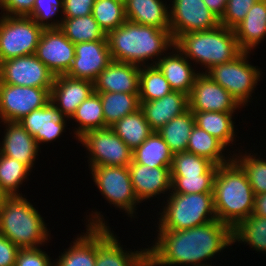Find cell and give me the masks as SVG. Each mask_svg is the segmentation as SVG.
<instances>
[{"label":"cell","instance_id":"6da1fadb","mask_svg":"<svg viewBox=\"0 0 266 266\" xmlns=\"http://www.w3.org/2000/svg\"><path fill=\"white\" fill-rule=\"evenodd\" d=\"M148 266H211L204 263L233 244L232 228L218 219L181 231H157Z\"/></svg>","mask_w":266,"mask_h":266},{"label":"cell","instance_id":"7a4b0ae2","mask_svg":"<svg viewBox=\"0 0 266 266\" xmlns=\"http://www.w3.org/2000/svg\"><path fill=\"white\" fill-rule=\"evenodd\" d=\"M106 37L113 61L139 67L150 66L146 61H153L154 58L158 61L175 44L170 29H159L128 20L110 31Z\"/></svg>","mask_w":266,"mask_h":266},{"label":"cell","instance_id":"3957f363","mask_svg":"<svg viewBox=\"0 0 266 266\" xmlns=\"http://www.w3.org/2000/svg\"><path fill=\"white\" fill-rule=\"evenodd\" d=\"M213 200L217 219L232 229L253 213L255 194L244 170L233 158L218 166Z\"/></svg>","mask_w":266,"mask_h":266},{"label":"cell","instance_id":"277c9868","mask_svg":"<svg viewBox=\"0 0 266 266\" xmlns=\"http://www.w3.org/2000/svg\"><path fill=\"white\" fill-rule=\"evenodd\" d=\"M174 45L189 61L193 60L205 67V72L201 73H206L216 65L230 62L242 52L234 30L221 24L210 30L182 34Z\"/></svg>","mask_w":266,"mask_h":266},{"label":"cell","instance_id":"5b68a950","mask_svg":"<svg viewBox=\"0 0 266 266\" xmlns=\"http://www.w3.org/2000/svg\"><path fill=\"white\" fill-rule=\"evenodd\" d=\"M28 199L8 196L0 210V234L19 249L36 248L48 241L44 218Z\"/></svg>","mask_w":266,"mask_h":266},{"label":"cell","instance_id":"8992f818","mask_svg":"<svg viewBox=\"0 0 266 266\" xmlns=\"http://www.w3.org/2000/svg\"><path fill=\"white\" fill-rule=\"evenodd\" d=\"M168 194L156 231H181L217 219L213 193Z\"/></svg>","mask_w":266,"mask_h":266},{"label":"cell","instance_id":"52a82bcc","mask_svg":"<svg viewBox=\"0 0 266 266\" xmlns=\"http://www.w3.org/2000/svg\"><path fill=\"white\" fill-rule=\"evenodd\" d=\"M250 52L242 51L230 62L212 67L207 74L213 81L226 89L242 106L248 105L249 99L260 76V68L249 64Z\"/></svg>","mask_w":266,"mask_h":266},{"label":"cell","instance_id":"ba28073f","mask_svg":"<svg viewBox=\"0 0 266 266\" xmlns=\"http://www.w3.org/2000/svg\"><path fill=\"white\" fill-rule=\"evenodd\" d=\"M43 30L32 18L1 15L0 63L35 54Z\"/></svg>","mask_w":266,"mask_h":266},{"label":"cell","instance_id":"9c48e42d","mask_svg":"<svg viewBox=\"0 0 266 266\" xmlns=\"http://www.w3.org/2000/svg\"><path fill=\"white\" fill-rule=\"evenodd\" d=\"M90 171L104 198L134 218L136 204L141 202L135 195L128 166H99L90 168Z\"/></svg>","mask_w":266,"mask_h":266},{"label":"cell","instance_id":"30bf717a","mask_svg":"<svg viewBox=\"0 0 266 266\" xmlns=\"http://www.w3.org/2000/svg\"><path fill=\"white\" fill-rule=\"evenodd\" d=\"M89 151V167L128 166L133 151L111 127L89 130L78 139Z\"/></svg>","mask_w":266,"mask_h":266},{"label":"cell","instance_id":"8fae6325","mask_svg":"<svg viewBox=\"0 0 266 266\" xmlns=\"http://www.w3.org/2000/svg\"><path fill=\"white\" fill-rule=\"evenodd\" d=\"M51 88L16 86L0 81V120L18 122L50 101Z\"/></svg>","mask_w":266,"mask_h":266},{"label":"cell","instance_id":"7c38bea8","mask_svg":"<svg viewBox=\"0 0 266 266\" xmlns=\"http://www.w3.org/2000/svg\"><path fill=\"white\" fill-rule=\"evenodd\" d=\"M170 14V32L175 41L180 35L204 31L220 25L219 18L203 0H173Z\"/></svg>","mask_w":266,"mask_h":266},{"label":"cell","instance_id":"4fadbf2b","mask_svg":"<svg viewBox=\"0 0 266 266\" xmlns=\"http://www.w3.org/2000/svg\"><path fill=\"white\" fill-rule=\"evenodd\" d=\"M55 75L35 54L20 56L0 63V81L16 86L51 88Z\"/></svg>","mask_w":266,"mask_h":266},{"label":"cell","instance_id":"5bb4252c","mask_svg":"<svg viewBox=\"0 0 266 266\" xmlns=\"http://www.w3.org/2000/svg\"><path fill=\"white\" fill-rule=\"evenodd\" d=\"M188 100L192 112H235L241 106L226 89L205 73L196 77Z\"/></svg>","mask_w":266,"mask_h":266},{"label":"cell","instance_id":"9a60e30c","mask_svg":"<svg viewBox=\"0 0 266 266\" xmlns=\"http://www.w3.org/2000/svg\"><path fill=\"white\" fill-rule=\"evenodd\" d=\"M36 57L55 75H66L75 58V44L59 29H44Z\"/></svg>","mask_w":266,"mask_h":266},{"label":"cell","instance_id":"2e32d148","mask_svg":"<svg viewBox=\"0 0 266 266\" xmlns=\"http://www.w3.org/2000/svg\"><path fill=\"white\" fill-rule=\"evenodd\" d=\"M112 61L107 40L75 44V58L67 76L94 82Z\"/></svg>","mask_w":266,"mask_h":266},{"label":"cell","instance_id":"e0dca14e","mask_svg":"<svg viewBox=\"0 0 266 266\" xmlns=\"http://www.w3.org/2000/svg\"><path fill=\"white\" fill-rule=\"evenodd\" d=\"M109 226H97L95 266H148V248L126 251Z\"/></svg>","mask_w":266,"mask_h":266},{"label":"cell","instance_id":"ac0fdd59","mask_svg":"<svg viewBox=\"0 0 266 266\" xmlns=\"http://www.w3.org/2000/svg\"><path fill=\"white\" fill-rule=\"evenodd\" d=\"M94 213V214H93ZM89 215L86 233L77 236L70 247L61 253L55 266H95L97 257V226H107L103 215L96 211ZM90 216H92L90 218ZM90 221V222H89Z\"/></svg>","mask_w":266,"mask_h":266},{"label":"cell","instance_id":"d6986e66","mask_svg":"<svg viewBox=\"0 0 266 266\" xmlns=\"http://www.w3.org/2000/svg\"><path fill=\"white\" fill-rule=\"evenodd\" d=\"M65 118L63 113L49 101L45 106L31 111L18 122L35 138L40 148L41 143H51L65 132L68 120Z\"/></svg>","mask_w":266,"mask_h":266},{"label":"cell","instance_id":"ffe728a7","mask_svg":"<svg viewBox=\"0 0 266 266\" xmlns=\"http://www.w3.org/2000/svg\"><path fill=\"white\" fill-rule=\"evenodd\" d=\"M93 92L94 82L59 75L55 76L51 87L50 101L67 119H71L77 107Z\"/></svg>","mask_w":266,"mask_h":266},{"label":"cell","instance_id":"44dd1931","mask_svg":"<svg viewBox=\"0 0 266 266\" xmlns=\"http://www.w3.org/2000/svg\"><path fill=\"white\" fill-rule=\"evenodd\" d=\"M128 168L135 195L140 202L150 200L151 197H156L161 193H170V167L151 168L149 165H142L132 161Z\"/></svg>","mask_w":266,"mask_h":266},{"label":"cell","instance_id":"7402d4cb","mask_svg":"<svg viewBox=\"0 0 266 266\" xmlns=\"http://www.w3.org/2000/svg\"><path fill=\"white\" fill-rule=\"evenodd\" d=\"M140 68L112 60L94 81V92L139 94Z\"/></svg>","mask_w":266,"mask_h":266},{"label":"cell","instance_id":"603a6c76","mask_svg":"<svg viewBox=\"0 0 266 266\" xmlns=\"http://www.w3.org/2000/svg\"><path fill=\"white\" fill-rule=\"evenodd\" d=\"M6 127L0 153L25 164L30 170L40 150L35 138L19 122H4Z\"/></svg>","mask_w":266,"mask_h":266},{"label":"cell","instance_id":"cb8c5ba5","mask_svg":"<svg viewBox=\"0 0 266 266\" xmlns=\"http://www.w3.org/2000/svg\"><path fill=\"white\" fill-rule=\"evenodd\" d=\"M172 49L174 52H169L167 53L169 55L166 54L158 61L151 62V65H156L159 68L173 91H181L189 95L200 71L199 73L195 72L191 62L175 45Z\"/></svg>","mask_w":266,"mask_h":266},{"label":"cell","instance_id":"d4e9b609","mask_svg":"<svg viewBox=\"0 0 266 266\" xmlns=\"http://www.w3.org/2000/svg\"><path fill=\"white\" fill-rule=\"evenodd\" d=\"M146 121L153 131H158L166 123L189 109L188 95L172 91L166 96L150 102H140Z\"/></svg>","mask_w":266,"mask_h":266},{"label":"cell","instance_id":"484cf974","mask_svg":"<svg viewBox=\"0 0 266 266\" xmlns=\"http://www.w3.org/2000/svg\"><path fill=\"white\" fill-rule=\"evenodd\" d=\"M233 30L242 51L255 49L266 38V0L257 1Z\"/></svg>","mask_w":266,"mask_h":266},{"label":"cell","instance_id":"4316f807","mask_svg":"<svg viewBox=\"0 0 266 266\" xmlns=\"http://www.w3.org/2000/svg\"><path fill=\"white\" fill-rule=\"evenodd\" d=\"M125 14L128 21L170 29V7L162 0H125Z\"/></svg>","mask_w":266,"mask_h":266},{"label":"cell","instance_id":"83f0119b","mask_svg":"<svg viewBox=\"0 0 266 266\" xmlns=\"http://www.w3.org/2000/svg\"><path fill=\"white\" fill-rule=\"evenodd\" d=\"M173 153L162 136L154 131L138 148L132 153V161L142 165L154 167H170Z\"/></svg>","mask_w":266,"mask_h":266},{"label":"cell","instance_id":"f1b7e54d","mask_svg":"<svg viewBox=\"0 0 266 266\" xmlns=\"http://www.w3.org/2000/svg\"><path fill=\"white\" fill-rule=\"evenodd\" d=\"M232 114L234 112H193L195 125L218 139L226 148L233 144L236 136Z\"/></svg>","mask_w":266,"mask_h":266},{"label":"cell","instance_id":"f546056e","mask_svg":"<svg viewBox=\"0 0 266 266\" xmlns=\"http://www.w3.org/2000/svg\"><path fill=\"white\" fill-rule=\"evenodd\" d=\"M99 93L102 103L105 128L113 126L126 115L140 109L139 94L123 92H96Z\"/></svg>","mask_w":266,"mask_h":266},{"label":"cell","instance_id":"4dcf8cb0","mask_svg":"<svg viewBox=\"0 0 266 266\" xmlns=\"http://www.w3.org/2000/svg\"><path fill=\"white\" fill-rule=\"evenodd\" d=\"M111 128L132 151L154 132L141 109L126 115Z\"/></svg>","mask_w":266,"mask_h":266},{"label":"cell","instance_id":"1f68e13d","mask_svg":"<svg viewBox=\"0 0 266 266\" xmlns=\"http://www.w3.org/2000/svg\"><path fill=\"white\" fill-rule=\"evenodd\" d=\"M194 126L193 112L188 109L181 115L171 119L157 132L168 144L170 151L175 154L187 151L188 139Z\"/></svg>","mask_w":266,"mask_h":266},{"label":"cell","instance_id":"d6a6232c","mask_svg":"<svg viewBox=\"0 0 266 266\" xmlns=\"http://www.w3.org/2000/svg\"><path fill=\"white\" fill-rule=\"evenodd\" d=\"M71 118L78 123L74 132L76 139L82 137L89 130L105 128V118L99 93L93 92L84 100Z\"/></svg>","mask_w":266,"mask_h":266},{"label":"cell","instance_id":"836d02e7","mask_svg":"<svg viewBox=\"0 0 266 266\" xmlns=\"http://www.w3.org/2000/svg\"><path fill=\"white\" fill-rule=\"evenodd\" d=\"M226 147L215 137L208 134L198 126H194L188 139L187 152L202 156L213 162L215 165L229 162L232 156L225 157Z\"/></svg>","mask_w":266,"mask_h":266},{"label":"cell","instance_id":"e575fe53","mask_svg":"<svg viewBox=\"0 0 266 266\" xmlns=\"http://www.w3.org/2000/svg\"><path fill=\"white\" fill-rule=\"evenodd\" d=\"M60 30L74 44L107 40V35L92 14L77 18H63Z\"/></svg>","mask_w":266,"mask_h":266},{"label":"cell","instance_id":"d590c367","mask_svg":"<svg viewBox=\"0 0 266 266\" xmlns=\"http://www.w3.org/2000/svg\"><path fill=\"white\" fill-rule=\"evenodd\" d=\"M233 243L239 242L266 253V217L250 215L232 229Z\"/></svg>","mask_w":266,"mask_h":266},{"label":"cell","instance_id":"8d00e7d4","mask_svg":"<svg viewBox=\"0 0 266 266\" xmlns=\"http://www.w3.org/2000/svg\"><path fill=\"white\" fill-rule=\"evenodd\" d=\"M173 89L156 65L140 68L139 99L140 102H150L160 99Z\"/></svg>","mask_w":266,"mask_h":266},{"label":"cell","instance_id":"74e56055","mask_svg":"<svg viewBox=\"0 0 266 266\" xmlns=\"http://www.w3.org/2000/svg\"><path fill=\"white\" fill-rule=\"evenodd\" d=\"M92 15L107 35L127 20L125 2L122 0H95Z\"/></svg>","mask_w":266,"mask_h":266},{"label":"cell","instance_id":"f35d334b","mask_svg":"<svg viewBox=\"0 0 266 266\" xmlns=\"http://www.w3.org/2000/svg\"><path fill=\"white\" fill-rule=\"evenodd\" d=\"M31 171L25 164L0 153V186L7 196H21L19 186Z\"/></svg>","mask_w":266,"mask_h":266},{"label":"cell","instance_id":"ab89813d","mask_svg":"<svg viewBox=\"0 0 266 266\" xmlns=\"http://www.w3.org/2000/svg\"><path fill=\"white\" fill-rule=\"evenodd\" d=\"M213 165L214 163L207 158L187 151L175 153L170 168L171 177L204 175Z\"/></svg>","mask_w":266,"mask_h":266},{"label":"cell","instance_id":"60d3db41","mask_svg":"<svg viewBox=\"0 0 266 266\" xmlns=\"http://www.w3.org/2000/svg\"><path fill=\"white\" fill-rule=\"evenodd\" d=\"M234 153L232 158L242 167L244 170L249 184L255 195L266 193V160L257 158V154L245 152L241 155ZM239 155V156H238Z\"/></svg>","mask_w":266,"mask_h":266},{"label":"cell","instance_id":"b9f144b4","mask_svg":"<svg viewBox=\"0 0 266 266\" xmlns=\"http://www.w3.org/2000/svg\"><path fill=\"white\" fill-rule=\"evenodd\" d=\"M218 165H213L204 175L171 177V191L178 194L213 193Z\"/></svg>","mask_w":266,"mask_h":266},{"label":"cell","instance_id":"7bdbcfd3","mask_svg":"<svg viewBox=\"0 0 266 266\" xmlns=\"http://www.w3.org/2000/svg\"><path fill=\"white\" fill-rule=\"evenodd\" d=\"M62 11L63 0H35L32 13L28 17L32 18L43 29H59L63 18L60 17V21H56L52 17L58 12L62 13ZM50 21L52 22L50 23Z\"/></svg>","mask_w":266,"mask_h":266},{"label":"cell","instance_id":"ee69618b","mask_svg":"<svg viewBox=\"0 0 266 266\" xmlns=\"http://www.w3.org/2000/svg\"><path fill=\"white\" fill-rule=\"evenodd\" d=\"M257 1L259 0H228L225 11L219 19L220 24L233 30Z\"/></svg>","mask_w":266,"mask_h":266},{"label":"cell","instance_id":"f6af8a7d","mask_svg":"<svg viewBox=\"0 0 266 266\" xmlns=\"http://www.w3.org/2000/svg\"><path fill=\"white\" fill-rule=\"evenodd\" d=\"M50 256L40 247L21 248L16 255L15 266H52Z\"/></svg>","mask_w":266,"mask_h":266},{"label":"cell","instance_id":"bcb514c9","mask_svg":"<svg viewBox=\"0 0 266 266\" xmlns=\"http://www.w3.org/2000/svg\"><path fill=\"white\" fill-rule=\"evenodd\" d=\"M95 0H63L62 18H77L92 14Z\"/></svg>","mask_w":266,"mask_h":266},{"label":"cell","instance_id":"7dc6e473","mask_svg":"<svg viewBox=\"0 0 266 266\" xmlns=\"http://www.w3.org/2000/svg\"><path fill=\"white\" fill-rule=\"evenodd\" d=\"M35 0H0V9L3 15L7 16H26L28 17L33 10Z\"/></svg>","mask_w":266,"mask_h":266},{"label":"cell","instance_id":"c3c4849f","mask_svg":"<svg viewBox=\"0 0 266 266\" xmlns=\"http://www.w3.org/2000/svg\"><path fill=\"white\" fill-rule=\"evenodd\" d=\"M19 248L0 234V266H15Z\"/></svg>","mask_w":266,"mask_h":266},{"label":"cell","instance_id":"681fc988","mask_svg":"<svg viewBox=\"0 0 266 266\" xmlns=\"http://www.w3.org/2000/svg\"><path fill=\"white\" fill-rule=\"evenodd\" d=\"M252 215L266 217V193L255 195Z\"/></svg>","mask_w":266,"mask_h":266},{"label":"cell","instance_id":"f907efd6","mask_svg":"<svg viewBox=\"0 0 266 266\" xmlns=\"http://www.w3.org/2000/svg\"><path fill=\"white\" fill-rule=\"evenodd\" d=\"M207 7L220 19L228 0H203Z\"/></svg>","mask_w":266,"mask_h":266},{"label":"cell","instance_id":"816d5d0a","mask_svg":"<svg viewBox=\"0 0 266 266\" xmlns=\"http://www.w3.org/2000/svg\"><path fill=\"white\" fill-rule=\"evenodd\" d=\"M7 197H8V196H7L6 193L1 189V186H0V210H1V207H2L3 202L5 201V199H6Z\"/></svg>","mask_w":266,"mask_h":266}]
</instances>
